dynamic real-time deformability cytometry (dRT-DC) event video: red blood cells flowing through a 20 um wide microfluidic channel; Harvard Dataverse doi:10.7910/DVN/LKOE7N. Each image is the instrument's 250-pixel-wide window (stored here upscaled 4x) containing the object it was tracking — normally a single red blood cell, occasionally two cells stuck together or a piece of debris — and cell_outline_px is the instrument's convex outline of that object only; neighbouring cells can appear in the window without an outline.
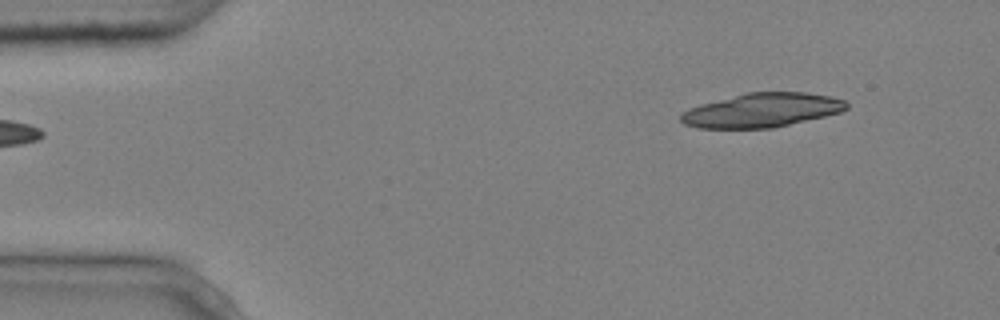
{"species": "common noctule bat (a hibernating species)", "species_latin": "Nyctalus noctula", "temperature_condition": "cold", "stored_images_in_passage": 3, "camera_frame_rate_fps": 3000, "um_per_image_px": 0.085, "animal": {"sex": "male", "body_mass_g": 20.4}, "frame": {"image": 1, "passage_image": 3, "time_ms": 0.667, "image_size_px": [1000, 320], "cell_outline_px": [[848, 108], [840, 112], [824, 116], [772, 128], [696, 128], [684, 124], [680, 120], [680, 112], [688, 108], [700, 104], [748, 92], [808, 92], [828, 96], [844, 100], [848, 104]], "centroid_in_image_um": [64.72, 9.37], "position_along_channel_um": 20.3, "area_um2": 32.83}}